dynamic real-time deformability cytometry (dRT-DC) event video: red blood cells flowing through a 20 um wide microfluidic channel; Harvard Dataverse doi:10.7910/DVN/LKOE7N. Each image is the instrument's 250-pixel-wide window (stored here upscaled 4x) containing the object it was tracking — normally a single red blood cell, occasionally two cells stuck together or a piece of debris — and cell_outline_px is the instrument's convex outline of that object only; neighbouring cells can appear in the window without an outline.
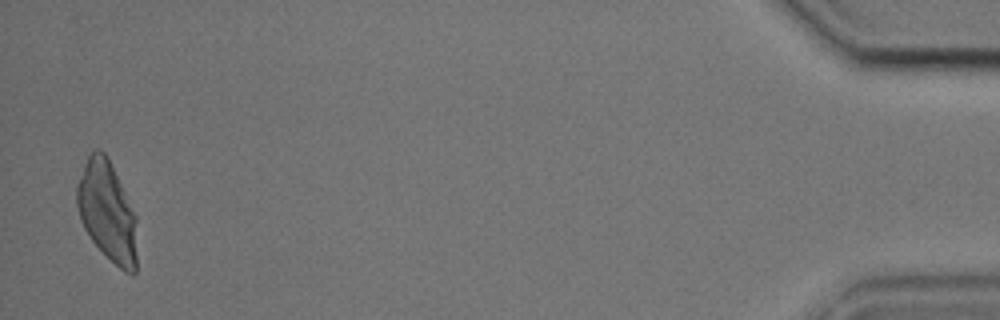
{"species": "common noctule bat (a hibernating species)", "species_latin": "Nyctalus noctula", "temperature_condition": "cold", "stored_images_in_passage": 52, "camera_frame_rate_fps": 3000, "um_per_image_px": 0.085, "animal": {"sex": "male", "body_mass_g": 17.9, "forearm_length_mm": 54.2}, "frame": {"image": 1, "passage_image": 51, "time_ms": 16.667, "image_size_px": [1000, 320], "cell_outline_px": [[136, 272], [132, 276], [124, 272], [92, 240], [84, 228], [80, 220], [76, 204], [76, 184], [84, 164], [88, 156], [96, 148], [100, 148], [104, 152], [136, 216]], "centroid_in_image_um": [9.09, 17.99], "position_along_channel_um": 426.1, "area_um2": 34.45}}